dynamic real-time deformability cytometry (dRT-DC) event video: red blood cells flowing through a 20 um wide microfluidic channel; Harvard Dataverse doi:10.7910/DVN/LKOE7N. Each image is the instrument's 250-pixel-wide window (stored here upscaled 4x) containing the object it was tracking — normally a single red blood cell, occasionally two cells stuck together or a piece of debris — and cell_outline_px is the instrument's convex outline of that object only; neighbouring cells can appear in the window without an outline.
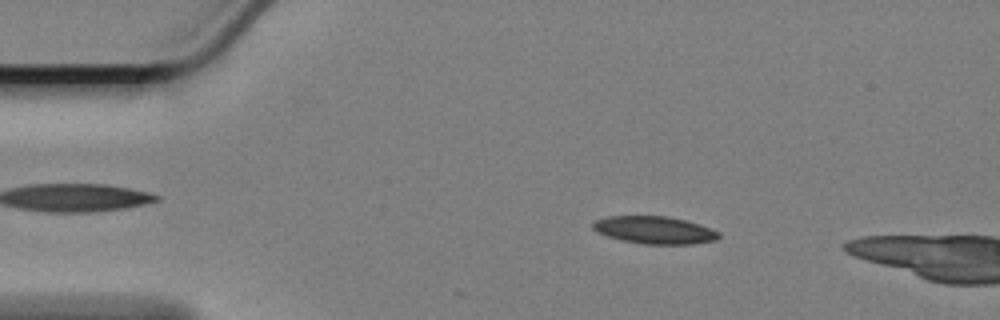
{"species": "Egyptian fruit bat (a non-hibernating species)", "species_latin": "Rousettus aegyptiacus", "temperature_condition": "cold", "stored_images_in_passage": 34, "camera_frame_rate_fps": 3000, "um_per_image_px": 0.085, "animal": {"sex": "female"}, "frame": {"image": 1, "passage_image": 10, "time_ms": 3.0, "image_size_px": [1000, 320], "cell_outline_px": [[720, 236], [716, 240], [692, 244], [644, 244], [620, 240], [596, 232], [592, 228], [592, 224], [596, 220], [608, 216], [668, 216], [700, 224], [720, 232]], "centroid_in_image_um": [55.63, 19.55], "position_along_channel_um": 29.4, "area_um2": 20.23}}
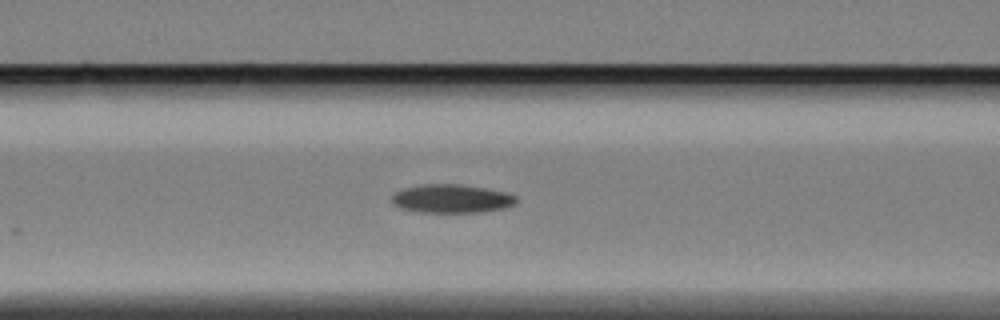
{"frame": {"image": 2, "passage_image": 23, "time_ms": 7.333, "image_size_px": [1000, 320], "cell_outline_px": [[520, 200], [516, 204], [504, 208], [480, 212], [420, 212], [400, 208], [392, 204], [392, 196], [396, 192], [404, 188], [420, 184], [460, 184], [508, 192], [516, 196]], "centroid_in_image_um": [38.42, 16.88], "position_along_channel_um": 128.2, "area_um2": 20.87}}
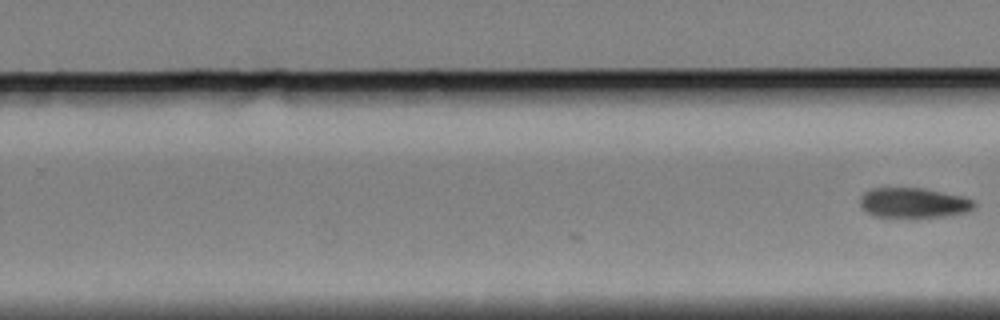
{"frame": {"image": 3, "passage_image": 34, "time_ms": 11.0, "image_size_px": [1000, 320], "cell_outline_px": [[976, 204], [968, 212], [944, 216], [872, 216], [860, 208], [860, 196], [864, 192], [872, 188], [924, 188], [964, 196], [976, 200]], "centroid_in_image_um": [77.65, 17.22], "position_along_channel_um": 252.1, "area_um2": 20.0}}